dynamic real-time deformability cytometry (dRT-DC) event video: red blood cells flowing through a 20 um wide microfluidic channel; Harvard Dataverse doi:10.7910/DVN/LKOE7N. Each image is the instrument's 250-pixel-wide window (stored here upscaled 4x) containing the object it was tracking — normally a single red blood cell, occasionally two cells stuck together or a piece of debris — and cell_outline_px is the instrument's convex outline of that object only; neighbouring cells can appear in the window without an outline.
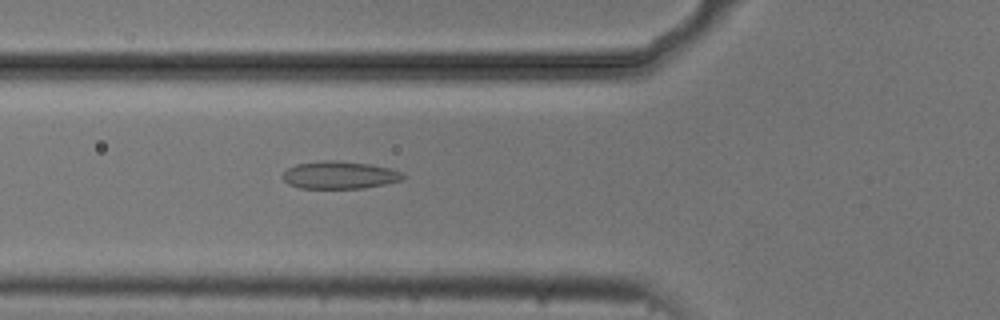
{"species": "common noctule bat (a hibernating species)", "species_latin": "Nyctalus noctula", "temperature_condition": "cold", "stored_images_in_passage": 4, "camera_frame_rate_fps": 3000, "um_per_image_px": 0.085, "animal": {"sex": "male", "body_mass_g": 20.5, "forearm_length_mm": 52.5}, "frame": {"image": 1, "passage_image": 4, "time_ms": 1.0, "image_size_px": [1000, 320], "cell_outline_px": [[404, 176], [400, 180], [384, 184], [364, 188], [300, 188], [288, 184], [284, 180], [284, 172], [288, 168], [296, 164], [324, 160], [336, 160], [368, 164], [388, 168], [400, 172]], "centroid_in_image_um": [28.82, 14.88], "position_along_channel_um": 97.0, "area_um2": 19.02}}